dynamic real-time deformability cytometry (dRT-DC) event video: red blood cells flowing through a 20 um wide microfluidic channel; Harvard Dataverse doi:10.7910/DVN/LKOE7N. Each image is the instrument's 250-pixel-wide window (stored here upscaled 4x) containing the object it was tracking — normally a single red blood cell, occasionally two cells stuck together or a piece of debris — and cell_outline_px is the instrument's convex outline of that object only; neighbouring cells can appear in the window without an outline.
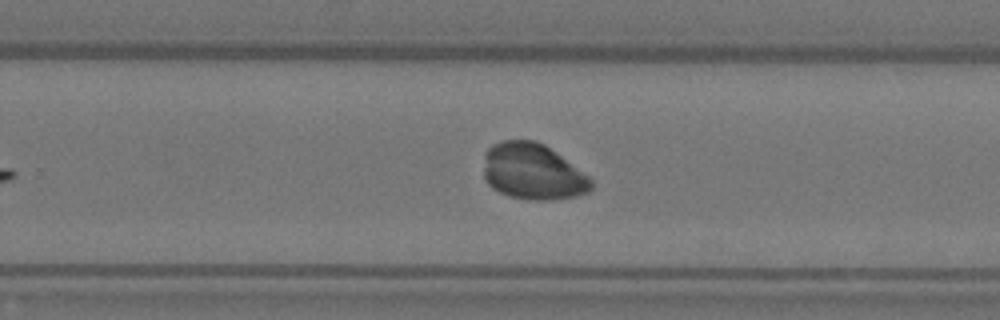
{"species": "Egyptian fruit bat (a non-hibernating species)", "species_latin": "Rousettus aegyptiacus", "temperature_condition": "warm", "stored_images_in_passage": 40, "camera_frame_rate_fps": 3000, "um_per_image_px": 0.085, "animal": {"sex": "female"}, "frame": {"image": 1, "passage_image": 24, "time_ms": 7.667, "image_size_px": [1000, 320], "cell_outline_px": [[592, 188], [588, 192], [576, 196], [552, 200], [528, 200], [508, 196], [492, 188], [484, 180], [484, 152], [492, 144], [504, 140], [532, 140], [544, 144], [588, 176], [592, 180]], "centroid_in_image_um": [45.25, 14.6], "position_along_channel_um": 284.6, "area_um2": 35.26}}
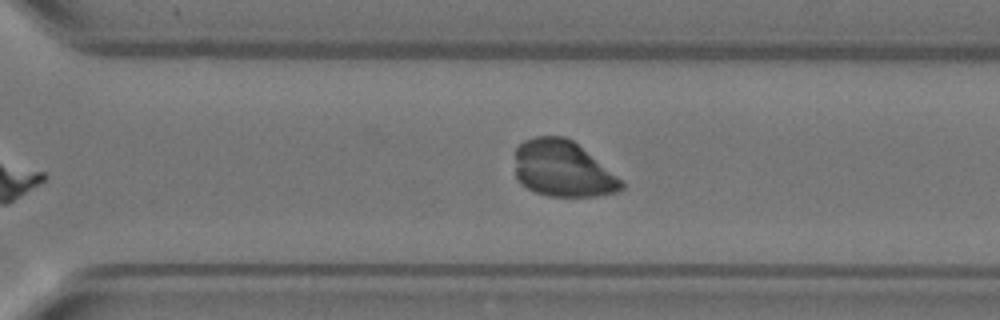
{"frame": {"image": 2, "passage_image": 27, "time_ms": 8.667, "image_size_px": [1000, 320], "cell_outline_px": [[624, 188], [616, 192], [596, 196], [548, 196], [536, 192], [520, 184], [516, 176], [516, 148], [524, 140], [536, 136], [564, 136], [572, 140], [616, 176], [624, 184]], "centroid_in_image_um": [47.79, 14.36], "position_along_channel_um": 322.8, "area_um2": 34.33}}